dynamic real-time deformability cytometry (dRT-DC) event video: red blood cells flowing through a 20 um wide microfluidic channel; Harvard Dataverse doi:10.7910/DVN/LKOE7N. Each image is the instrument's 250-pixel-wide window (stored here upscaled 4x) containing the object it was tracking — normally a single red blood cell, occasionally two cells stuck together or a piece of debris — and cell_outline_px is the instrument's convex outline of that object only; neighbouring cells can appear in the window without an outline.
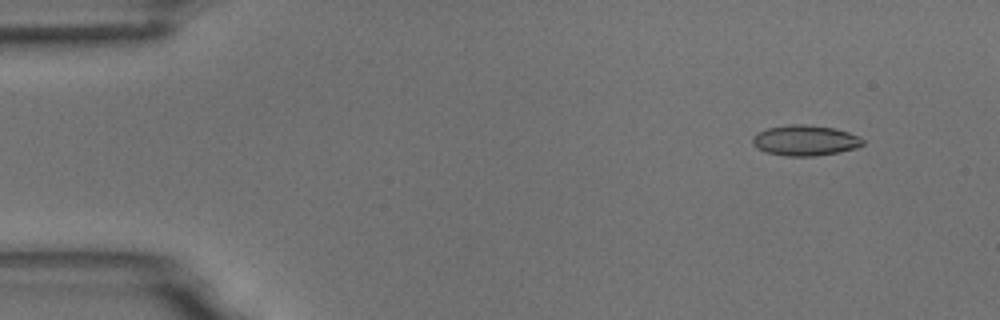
{"species": "common noctule bat (a hibernating species)", "species_latin": "Nyctalus noctula", "temperature_condition": "room temperature", "stored_images_in_passage": 4, "camera_frame_rate_fps": 3000, "um_per_image_px": 0.085, "animal": {"sex": "male", "body_mass_g": 18.8}, "frame": {"image": 1, "passage_image": 2, "time_ms": 1.0, "image_size_px": [1000, 320], "cell_outline_px": [[864, 144], [856, 148], [840, 152], [816, 156], [788, 156], [768, 152], [756, 148], [752, 144], [752, 136], [756, 132], [768, 128], [788, 124], [804, 124], [832, 128], [848, 132], [860, 136], [864, 140]], "centroid_in_image_um": [68.43, 11.93], "position_along_channel_um": 16.6, "area_um2": 19.71}}